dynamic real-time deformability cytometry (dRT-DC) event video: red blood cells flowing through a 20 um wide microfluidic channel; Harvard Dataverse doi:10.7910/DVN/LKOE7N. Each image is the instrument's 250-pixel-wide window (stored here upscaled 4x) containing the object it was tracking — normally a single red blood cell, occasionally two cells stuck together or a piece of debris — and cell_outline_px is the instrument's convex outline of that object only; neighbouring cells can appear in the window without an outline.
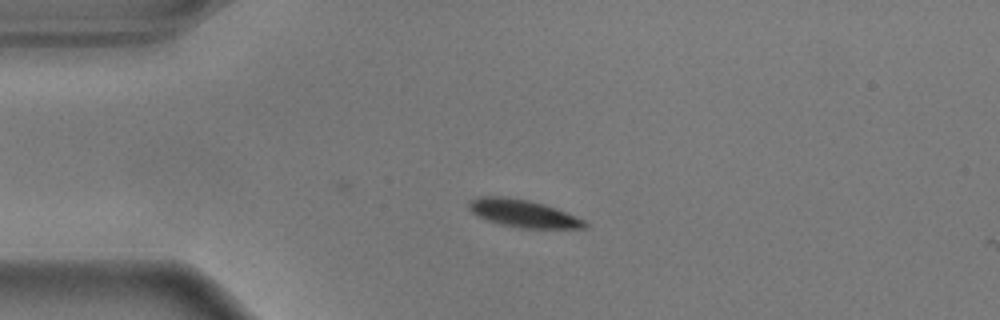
{"species": "common noctule bat (a hibernating species)", "species_latin": "Nyctalus noctula", "temperature_condition": "warm", "stored_images_in_passage": 55, "camera_frame_rate_fps": 3000, "um_per_image_px": 0.085, "animal": {"sex": "male", "body_mass_g": 17.9}, "frame": {"image": 1, "passage_image": 14, "time_ms": 4.333, "image_size_px": [1000, 320], "cell_outline_px": [[588, 228], [520, 228], [500, 224], [488, 220], [472, 212], [468, 208], [468, 204], [476, 196], [504, 196], [528, 200], [544, 204], [556, 208], [576, 216], [584, 220], [588, 224]], "centroid_in_image_um": [44.48, 18.14], "position_along_channel_um": 40.5, "area_um2": 18.55}}
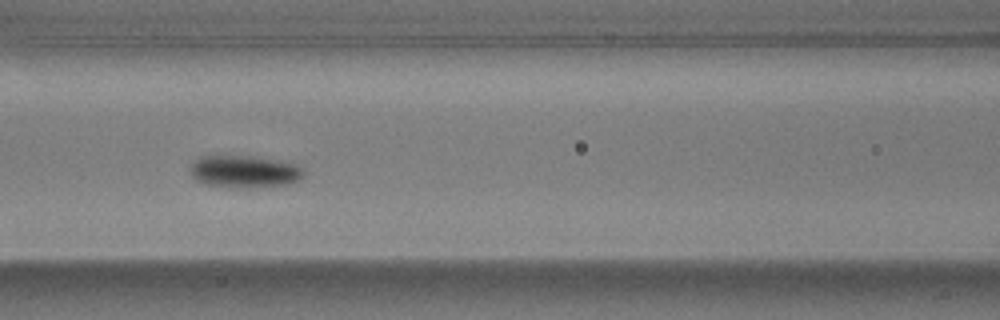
{"frame": {"image": 2, "passage_image": 25, "time_ms": 8.0, "image_size_px": [1000, 320], "cell_outline_px": [[304, 172], [296, 180], [288, 184], [248, 188], [224, 188], [204, 184], [196, 180], [188, 172], [192, 164], [200, 156], [252, 156], [292, 164], [300, 168]], "centroid_in_image_um": [20.65, 14.61], "position_along_channel_um": 145.9, "area_um2": 21.15}}
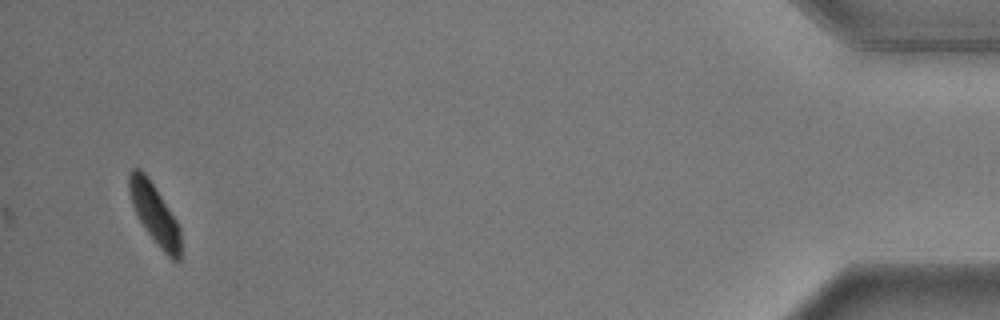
{"frame": {"image": 3, "passage_image": 55, "time_ms": 18.0, "image_size_px": [1000, 320], "cell_outline_px": [[180, 260], [172, 260], [160, 248], [148, 232], [140, 220], [132, 204], [128, 192], [128, 172], [132, 168], [140, 168], [148, 176], [176, 220], [180, 228]], "centroid_in_image_um": [13.11, 18.12], "position_along_channel_um": 422.1, "area_um2": 17.8}, "authors_computed_cell_mechanics": {"area_um2": 19.1318, "velocity_mm_per_s": 3.5689, "shape_relaxation_time_tau1_ms": 4.2008, "shape_relaxation_time_tau2_ms": null, "deformation_change_tau1": 0.158, "deformation_change_tau2": null}}